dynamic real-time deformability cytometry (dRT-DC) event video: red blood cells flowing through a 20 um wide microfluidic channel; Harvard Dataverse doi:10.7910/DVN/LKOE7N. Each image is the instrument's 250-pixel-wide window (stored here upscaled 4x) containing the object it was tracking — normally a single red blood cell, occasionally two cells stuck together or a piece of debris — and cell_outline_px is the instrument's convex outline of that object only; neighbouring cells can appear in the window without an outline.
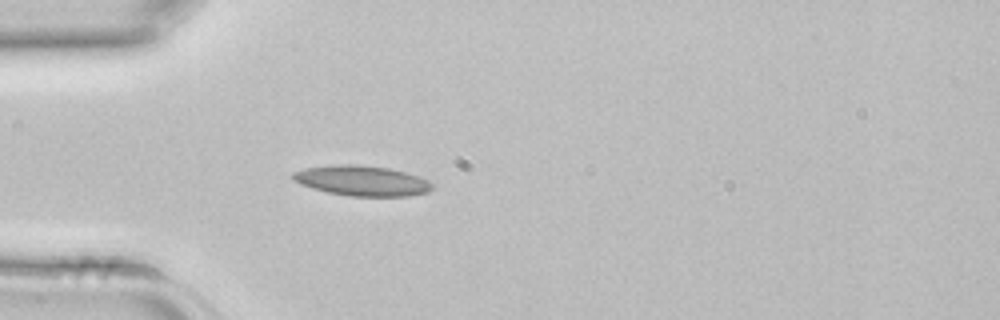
{"species": "common noctule bat (a hibernating species)", "species_latin": "Nyctalus noctula", "temperature_condition": "room temperature", "stored_images_in_passage": 2, "camera_frame_rate_fps": 3000, "um_per_image_px": 0.085, "animal": {"sex": "female", "body_mass_g": 22.7, "forearm_length_mm": 54.2}, "frame": {"image": 1, "passage_image": 2, "time_ms": 0.333, "image_size_px": [1000, 320], "cell_outline_px": [[436, 188], [428, 192], [408, 196], [348, 196], [328, 192], [312, 188], [300, 184], [292, 180], [292, 172], [304, 168], [332, 164], [360, 164], [388, 168], [420, 176], [428, 180]], "centroid_in_image_um": [30.76, 15.35], "position_along_channel_um": 54.2, "area_um2": 24.85}}